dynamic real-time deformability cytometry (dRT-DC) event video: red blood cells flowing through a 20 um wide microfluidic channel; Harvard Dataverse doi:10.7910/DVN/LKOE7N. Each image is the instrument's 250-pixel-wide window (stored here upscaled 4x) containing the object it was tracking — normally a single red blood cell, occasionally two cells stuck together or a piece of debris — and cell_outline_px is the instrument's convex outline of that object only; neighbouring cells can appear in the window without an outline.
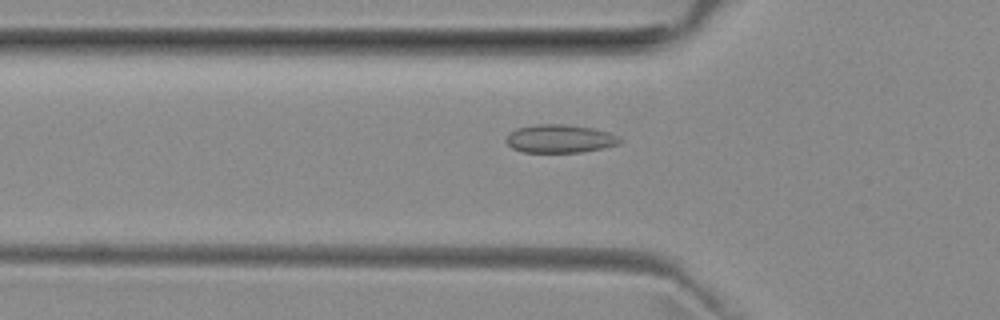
{"species": "common noctule bat (a hibernating species)", "species_latin": "Nyctalus noctula", "temperature_condition": "room temperature", "stored_images_in_passage": 51, "camera_frame_rate_fps": 3000, "um_per_image_px": 0.085, "animal": {"sex": "female", "body_mass_g": 29.2, "forearm_length_mm": 56.3}, "frame": {"image": 1, "passage_image": 17, "time_ms": 5.333, "image_size_px": [1000, 320], "cell_outline_px": [[624, 140], [620, 144], [604, 148], [584, 152], [524, 152], [512, 148], [504, 140], [516, 128], [536, 124], [564, 124], [592, 128], [608, 132], [620, 136]], "centroid_in_image_um": [47.64, 11.79], "position_along_channel_um": 78.2, "area_um2": 18.84}}
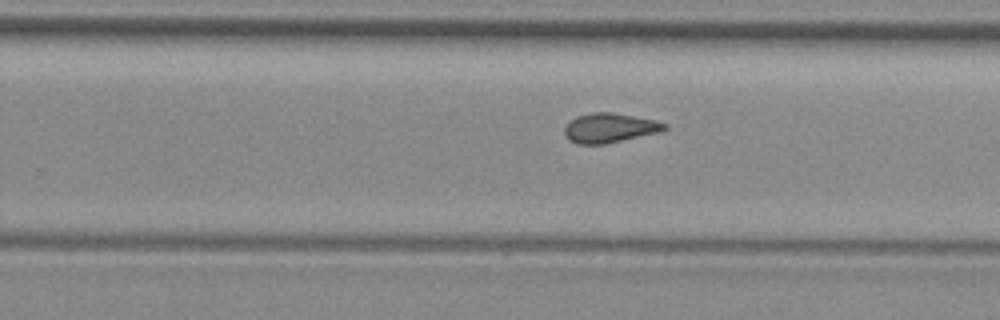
{"frame": {"image": 2, "passage_image": 32, "time_ms": 10.333, "image_size_px": [1000, 320], "cell_outline_px": [[668, 128], [656, 132], [604, 144], [576, 144], [568, 140], [564, 132], [564, 128], [576, 116], [592, 112], [612, 112], [652, 120], [668, 124]], "centroid_in_image_um": [51.76, 10.87], "position_along_channel_um": 278.0, "area_um2": 16.82}}
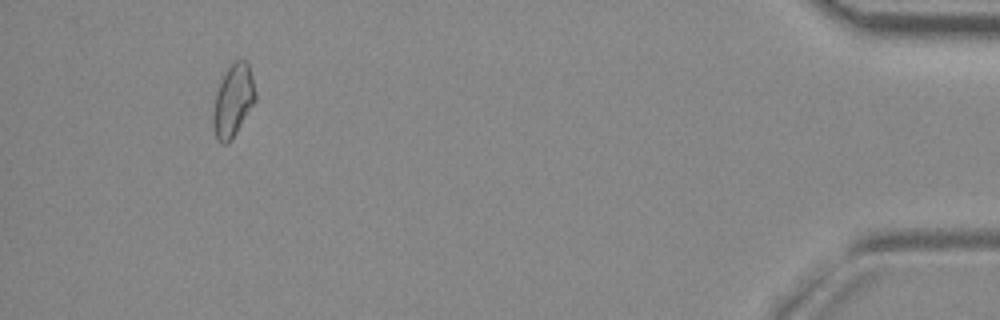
{"frame": {"image": 3, "passage_image": 48, "time_ms": 15.667, "image_size_px": [1000, 320], "cell_outline_px": [[256, 100], [232, 140], [228, 144], [220, 144], [216, 140], [212, 124], [212, 116], [216, 92], [228, 64], [232, 60], [248, 60], [256, 92]], "centroid_in_image_um": [19.81, 8.55], "position_along_channel_um": 415.4, "area_um2": 18.26}, "authors_computed_cell_mechanics": {"area_um2": 17.3978, "velocity_mm_per_s": 3.9892, "shape_relaxation_time_tau1_ms": null, "shape_relaxation_time_tau2_ms": 1.8486, "deformation_change_tau1": null, "deformation_change_tau2": 0.059}}